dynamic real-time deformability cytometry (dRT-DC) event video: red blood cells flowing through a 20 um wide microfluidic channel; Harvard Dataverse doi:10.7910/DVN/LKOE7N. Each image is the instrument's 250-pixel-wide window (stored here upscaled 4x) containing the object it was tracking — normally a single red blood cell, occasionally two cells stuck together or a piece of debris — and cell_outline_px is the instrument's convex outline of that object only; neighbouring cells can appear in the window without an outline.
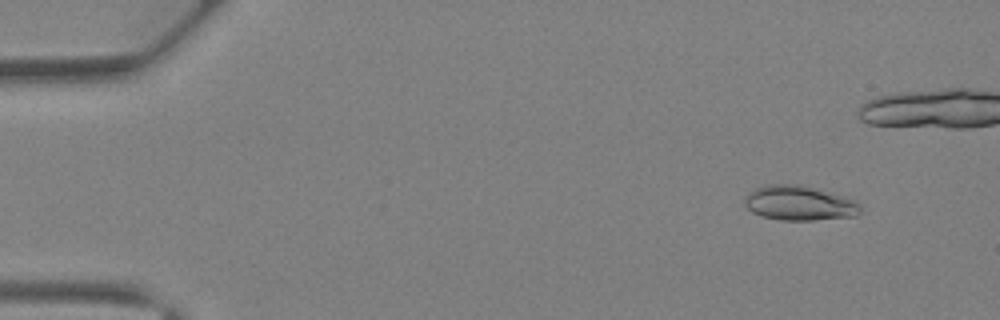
{"species": "Egyptian fruit bat (a non-hibernating species)", "species_latin": "Rousettus aegyptiacus", "temperature_condition": "warm", "stored_images_in_passage": 33, "camera_frame_rate_fps": 3000, "um_per_image_px": 0.085, "animal": {"sex": "female"}, "frame": {"image": 1, "passage_image": 3, "time_ms": 0.667, "image_size_px": [1000, 320], "cell_outline_px": [[860, 212], [856, 216], [812, 220], [780, 220], [760, 216], [752, 212], [744, 204], [744, 196], [748, 192], [756, 188], [772, 184], [800, 184], [844, 196], [856, 200], [860, 204]], "centroid_in_image_um": [67.93, 17.26], "position_along_channel_um": 17.1, "area_um2": 23.52}}
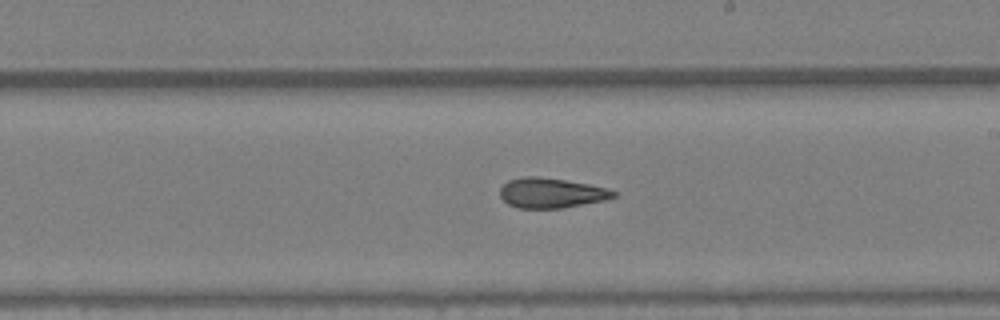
{"frame": {"image": 2, "passage_image": 23, "time_ms": 7.333, "image_size_px": [1000, 320], "cell_outline_px": [[620, 192], [616, 196], [604, 200], [564, 208], [516, 208], [508, 204], [500, 196], [500, 188], [508, 180], [524, 176], [536, 176], [564, 180], [588, 184], [608, 188]], "centroid_in_image_um": [46.87, 16.4], "position_along_channel_um": 242.1, "area_um2": 19.94}}
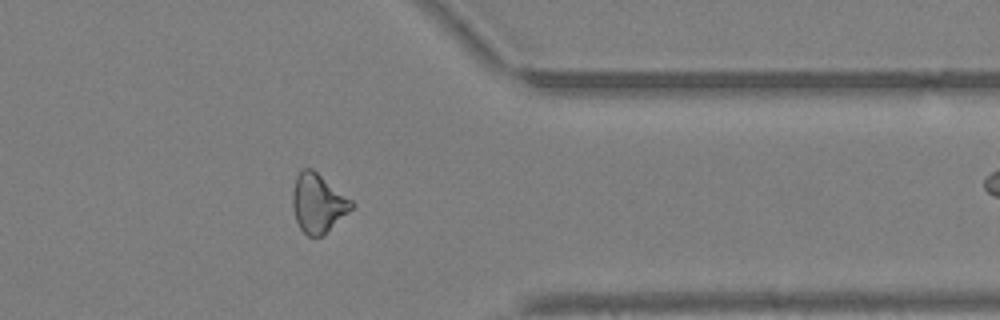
{"frame": {"image": 3, "passage_image": 32, "time_ms": 10.333, "image_size_px": [1000, 320], "cell_outline_px": [[356, 204], [348, 212], [320, 236], [308, 236], [300, 228], [296, 220], [292, 208], [292, 192], [296, 176], [304, 168], [312, 168], [352, 200]], "centroid_in_image_um": [27.0, 17.24], "position_along_channel_um": 384.4, "area_um2": 19.88}}